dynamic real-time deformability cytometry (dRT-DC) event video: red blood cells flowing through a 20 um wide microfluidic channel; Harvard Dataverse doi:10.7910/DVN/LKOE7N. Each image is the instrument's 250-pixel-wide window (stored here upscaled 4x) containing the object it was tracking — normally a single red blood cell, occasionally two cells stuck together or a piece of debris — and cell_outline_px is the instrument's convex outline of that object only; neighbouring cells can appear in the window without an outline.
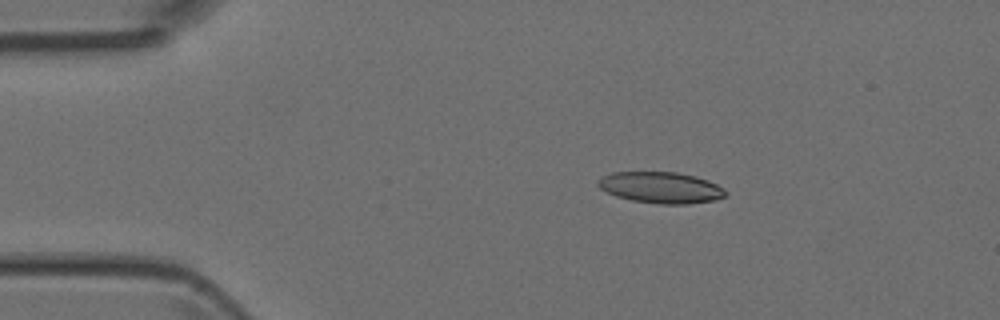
{"species": "Egyptian fruit bat (a non-hibernating species)", "species_latin": "Rousettus aegyptiacus", "temperature_condition": "room temperature", "stored_images_in_passage": 4, "camera_frame_rate_fps": 3000, "um_per_image_px": 0.085, "animal": {"sex": "female"}, "frame": {"image": 1, "passage_image": 2, "time_ms": 1.333, "image_size_px": [1000, 320], "cell_outline_px": [[728, 192], [724, 196], [716, 200], [688, 204], [660, 204], [632, 200], [616, 196], [600, 188], [596, 184], [596, 180], [612, 172], [676, 172], [696, 176], [708, 180], [724, 188]], "centroid_in_image_um": [56.19, 15.94], "position_along_channel_um": 28.8, "area_um2": 23.29}}